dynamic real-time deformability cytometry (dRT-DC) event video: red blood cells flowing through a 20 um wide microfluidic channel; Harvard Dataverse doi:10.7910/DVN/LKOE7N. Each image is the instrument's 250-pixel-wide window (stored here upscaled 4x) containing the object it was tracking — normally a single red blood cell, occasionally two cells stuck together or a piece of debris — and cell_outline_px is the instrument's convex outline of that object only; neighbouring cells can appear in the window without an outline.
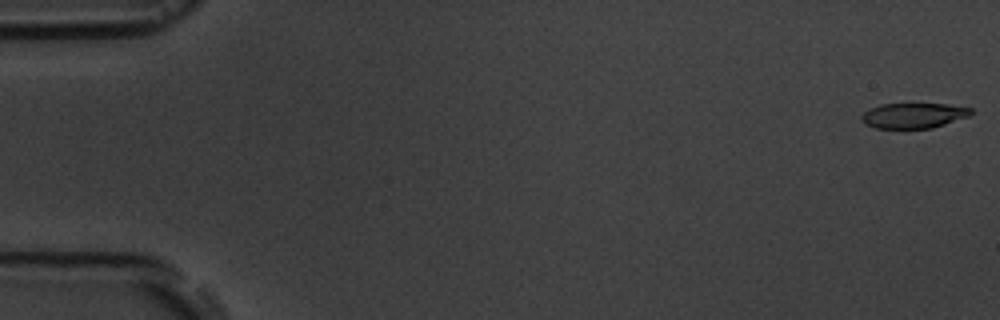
{"species": "common noctule bat (a hibernating species)", "species_latin": "Nyctalus noctula", "temperature_condition": "room temperature", "stored_images_in_passage": 8, "camera_frame_rate_fps": 3000, "um_per_image_px": 0.085, "animal": {"sex": "male", "body_mass_g": 19.5, "forearm_length_mm": 54.6}, "frame": {"image": 1, "passage_image": 1, "time_ms": 0.0, "image_size_px": [1000, 320], "cell_outline_px": [[972, 112], [968, 116], [932, 128], [876, 128], [864, 124], [860, 120], [860, 116], [864, 112], [880, 104], [948, 104], [972, 108]], "centroid_in_image_um": [77.62, 9.82], "position_along_channel_um": 7.4, "area_um2": 16.01}}
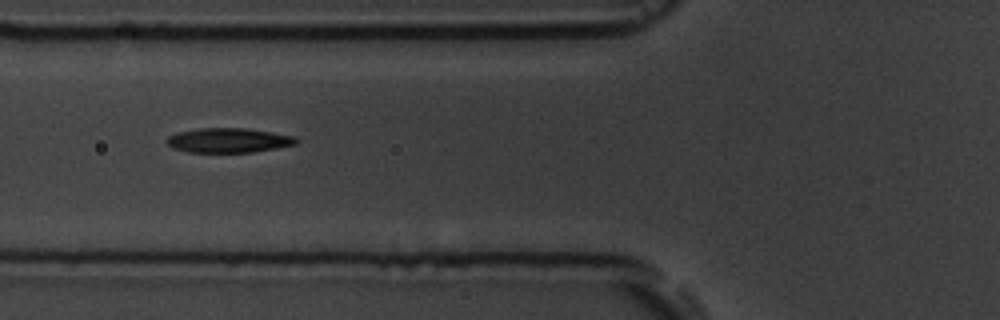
{"frame": {"image": 2, "passage_image": 6, "time_ms": 6.667, "image_size_px": [1000, 320], "cell_outline_px": [[300, 140], [296, 144], [276, 148], [252, 152], [188, 152], [172, 148], [164, 140], [168, 136], [176, 132], [200, 128], [248, 128], [296, 136]], "centroid_in_image_um": [19.42, 11.92], "position_along_channel_um": 106.4, "area_um2": 18.73}}
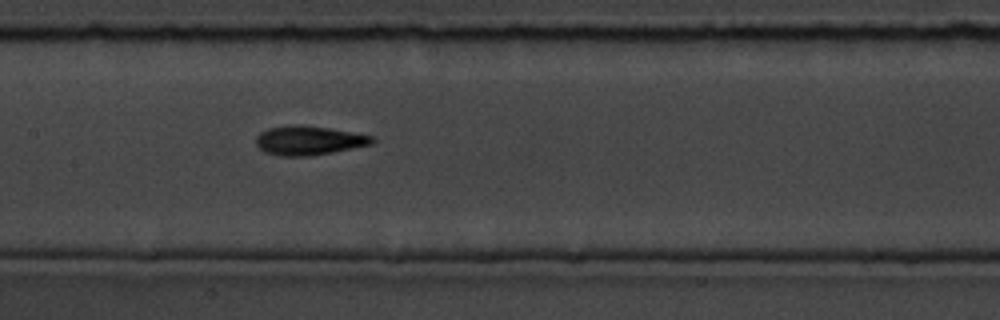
{"frame": {"image": 3, "passage_image": 8, "time_ms": 8.667, "image_size_px": [1000, 320], "cell_outline_px": [[376, 140], [372, 144], [332, 152], [308, 156], [280, 156], [264, 152], [256, 144], [256, 136], [260, 132], [268, 128], [296, 124], [304, 124], [352, 132], [372, 136]], "centroid_in_image_um": [26.22, 11.93], "position_along_channel_um": 181.2, "area_um2": 19.71}}